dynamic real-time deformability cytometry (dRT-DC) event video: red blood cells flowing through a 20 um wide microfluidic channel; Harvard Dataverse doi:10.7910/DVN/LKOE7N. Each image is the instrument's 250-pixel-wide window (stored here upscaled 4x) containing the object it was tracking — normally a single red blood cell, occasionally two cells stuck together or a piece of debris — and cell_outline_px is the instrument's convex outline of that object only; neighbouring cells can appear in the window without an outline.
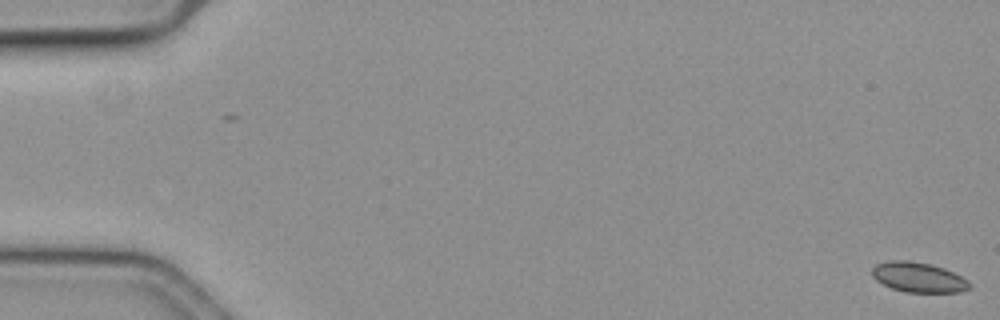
{"species": "common noctule bat (a hibernating species)", "species_latin": "Nyctalus noctula", "temperature_condition": "cold", "stored_images_in_passage": 61, "camera_frame_rate_fps": 3000, "um_per_image_px": 0.085, "animal": {"sex": "female", "body_mass_g": 19.3, "forearm_length_mm": 54.1}, "frame": {"image": 1, "passage_image": 1, "time_ms": 0.0, "image_size_px": [1000, 320], "cell_outline_px": [[972, 288], [960, 292], [904, 292], [892, 288], [876, 280], [872, 276], [872, 268], [876, 264], [888, 260], [908, 260], [932, 264], [944, 268], [968, 280], [972, 284]], "centroid_in_image_um": [78.08, 23.56], "position_along_channel_um": 6.9, "area_um2": 17.17}}
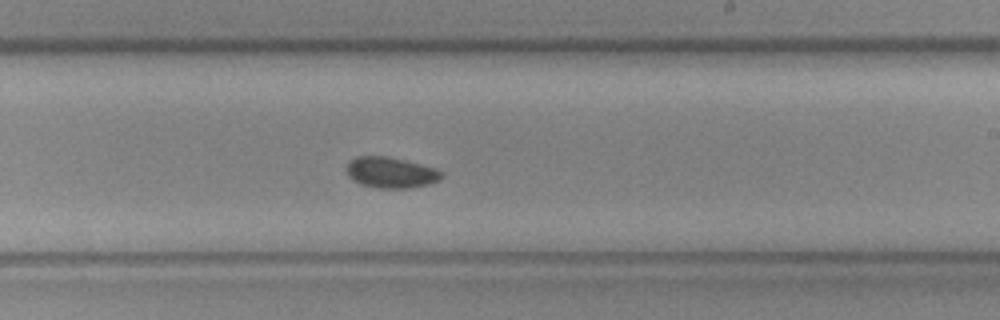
{"frame": {"image": 2, "passage_image": 37, "time_ms": 12.0, "image_size_px": [1000, 320], "cell_outline_px": [[444, 176], [440, 180], [428, 184], [408, 188], [376, 188], [360, 184], [352, 180], [348, 176], [344, 168], [356, 156], [388, 156], [436, 168], [444, 172]], "centroid_in_image_um": [33.22, 14.67], "position_along_channel_um": 255.8, "area_um2": 17.28}}
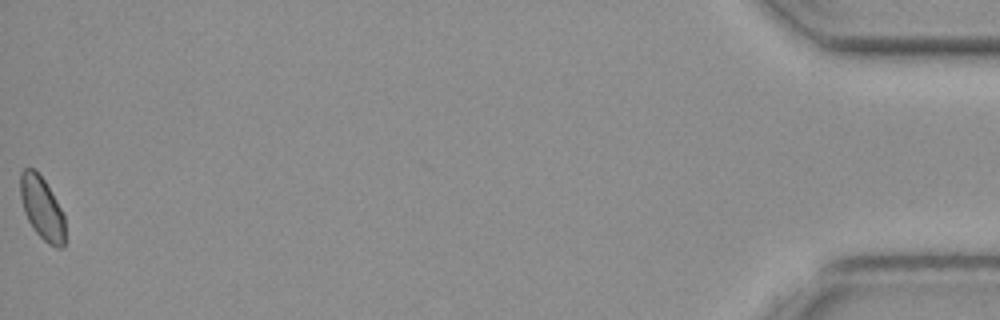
{"frame": {"image": 3, "passage_image": 61, "time_ms": 20.0, "image_size_px": [1000, 320], "cell_outline_px": [[64, 244], [60, 248], [56, 248], [48, 244], [32, 228], [24, 212], [20, 196], [20, 172], [24, 168], [32, 168], [44, 180], [60, 208], [64, 216]], "centroid_in_image_um": [3.54, 17.7], "position_along_channel_um": 431.7, "area_um2": 16.13}}